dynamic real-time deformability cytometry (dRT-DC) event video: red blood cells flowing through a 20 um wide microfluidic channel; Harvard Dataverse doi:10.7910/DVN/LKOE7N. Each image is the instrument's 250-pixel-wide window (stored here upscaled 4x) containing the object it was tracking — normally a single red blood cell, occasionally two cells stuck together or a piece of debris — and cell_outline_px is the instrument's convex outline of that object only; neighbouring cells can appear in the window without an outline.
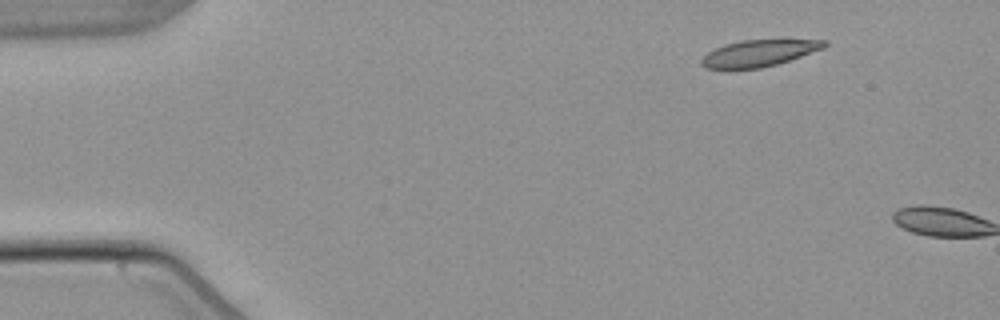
{"species": "common noctule bat (a hibernating species)", "species_latin": "Nyctalus noctula", "temperature_condition": "warm", "stored_images_in_passage": 2, "camera_frame_rate_fps": 3000, "um_per_image_px": 0.085, "animal": {"sex": "male", "body_mass_g": 21.5, "forearm_length_mm": 52.0}, "frame": {"image": 1, "passage_image": 1, "time_ms": 0.0, "image_size_px": [1000, 320], "cell_outline_px": [[828, 44], [824, 48], [776, 64], [760, 68], [704, 68], [700, 64], [700, 60], [708, 52], [724, 44], [740, 40], [828, 40]], "centroid_in_image_um": [64.49, 4.51], "position_along_channel_um": 20.5, "area_um2": 18.73}}